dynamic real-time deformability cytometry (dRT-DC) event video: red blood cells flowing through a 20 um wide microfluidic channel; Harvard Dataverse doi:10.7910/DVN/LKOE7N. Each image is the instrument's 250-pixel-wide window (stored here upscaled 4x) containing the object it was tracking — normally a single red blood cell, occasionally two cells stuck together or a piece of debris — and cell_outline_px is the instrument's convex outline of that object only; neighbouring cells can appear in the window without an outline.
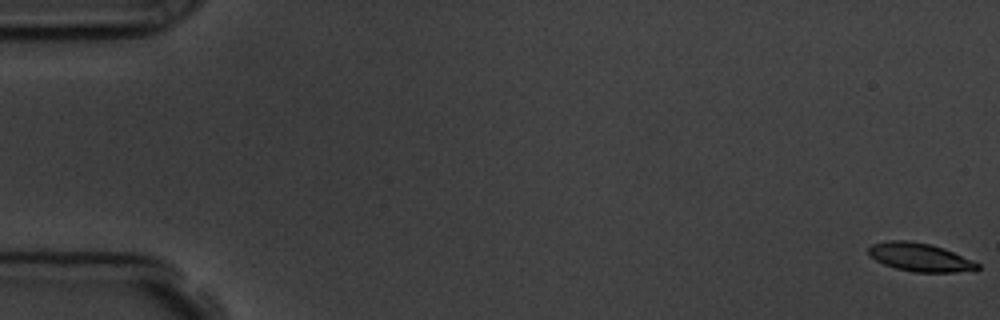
{"species": "common noctule bat (a hibernating species)", "species_latin": "Nyctalus noctula", "temperature_condition": "room temperature", "stored_images_in_passage": 57, "camera_frame_rate_fps": 3000, "um_per_image_px": 0.085, "animal": {"sex": "male", "body_mass_g": 19.5, "forearm_length_mm": 54.6}, "frame": {"image": 1, "passage_image": 1, "time_ms": 0.0, "image_size_px": [1000, 320], "cell_outline_px": [[980, 268], [976, 272], [916, 272], [896, 268], [884, 264], [868, 256], [868, 248], [872, 244], [888, 240], [908, 240], [932, 244], [944, 248], [972, 260], [980, 264]], "centroid_in_image_um": [78.23, 21.87], "position_along_channel_um": 6.8, "area_um2": 18.26}}
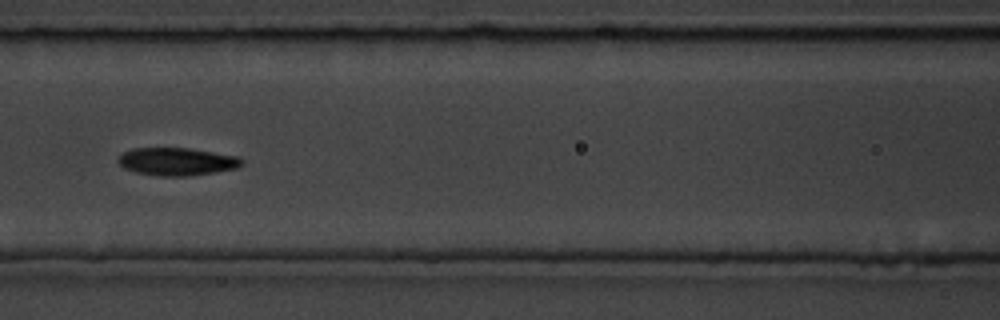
{"frame": {"image": 2, "passage_image": 26, "time_ms": 8.333, "image_size_px": [1000, 320], "cell_outline_px": [[244, 164], [236, 168], [216, 172], [188, 176], [160, 176], [136, 172], [124, 168], [116, 160], [124, 152], [132, 148], [188, 148], [240, 156], [244, 160]], "centroid_in_image_um": [15.07, 13.73], "position_along_channel_um": 151.5, "area_um2": 20.11}}
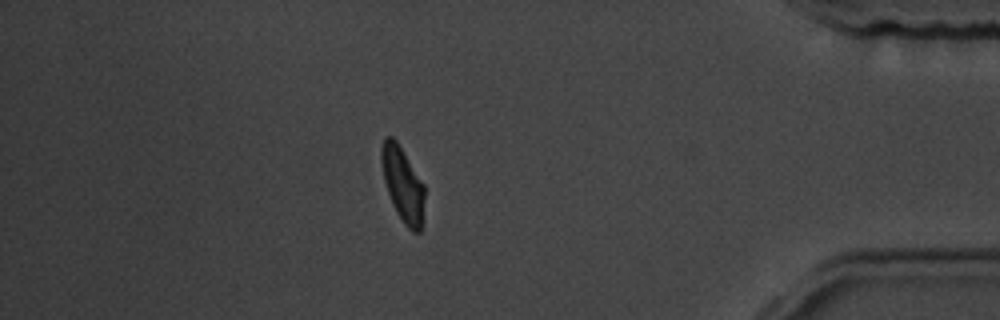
{"frame": {"image": 3, "passage_image": 50, "time_ms": 16.333, "image_size_px": [1000, 320], "cell_outline_px": [[424, 196], [420, 232], [412, 232], [404, 224], [396, 212], [392, 204], [384, 180], [380, 160], [380, 148], [384, 136], [392, 136], [396, 140], [424, 184]], "centroid_in_image_um": [34.2, 15.63], "position_along_channel_um": 401.0, "area_um2": 18.67}, "authors_computed_cell_mechanics": {"area_um2": 19.652, "velocity_mm_per_s": 3.6142, "shape_relaxation_time_tau1_ms": 3.3447, "shape_relaxation_time_tau2_ms": 2.2089, "deformation_change_tau1": 0.1284, "deformation_change_tau2": 0.0787}}